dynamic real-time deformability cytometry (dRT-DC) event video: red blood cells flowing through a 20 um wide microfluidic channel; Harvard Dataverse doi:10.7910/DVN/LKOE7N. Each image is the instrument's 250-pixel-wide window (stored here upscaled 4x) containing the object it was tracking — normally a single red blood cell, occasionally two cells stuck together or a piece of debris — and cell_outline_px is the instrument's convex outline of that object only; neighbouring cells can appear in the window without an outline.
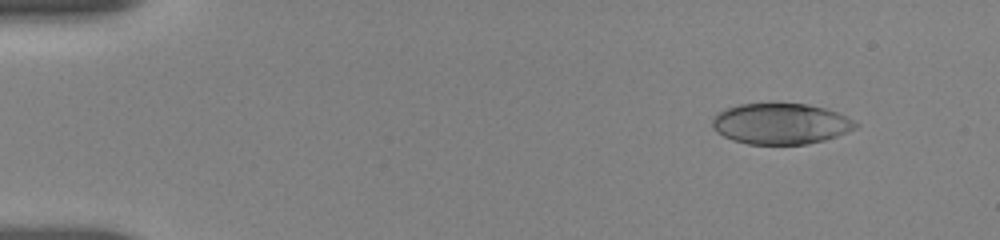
{"species": "human", "species_latin": "Homo sapiens", "temperature_condition": "room temperature", "stored_images_in_passage": 55, "camera_frame_rate_fps": 3000, "um_per_image_px": 0.085, "donor": {"sex": "female"}, "frame": {"image": 1, "passage_image": 6, "time_ms": 1.667, "image_size_px": [1000, 240], "cell_outline_px": [[860, 124], [856, 128], [836, 136], [824, 140], [808, 144], [748, 144], [732, 140], [716, 132], [712, 128], [712, 116], [716, 112], [740, 104], [808, 104], [824, 108], [836, 112]], "centroid_in_image_um": [66.32, 10.52], "position_along_channel_um": 18.7, "area_um2": 34.04}}
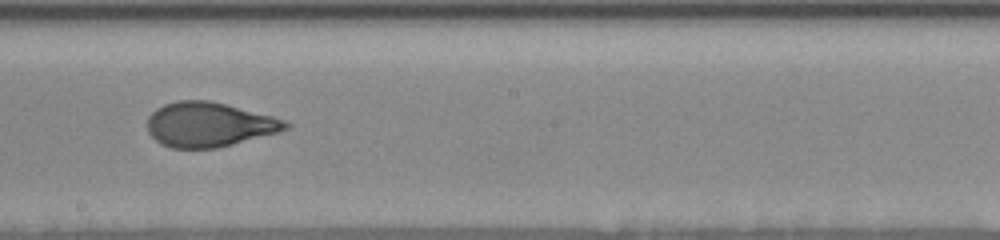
{"frame": {"image": 2, "passage_image": 32, "time_ms": 10.333, "image_size_px": [1000, 240], "cell_outline_px": [[292, 124], [288, 128], [280, 132], [216, 148], [172, 148], [160, 144], [148, 132], [148, 116], [156, 108], [164, 104], [176, 100], [208, 100], [272, 116], [284, 120]], "centroid_in_image_um": [17.75, 10.59], "position_along_channel_um": 230.4, "area_um2": 35.78}}
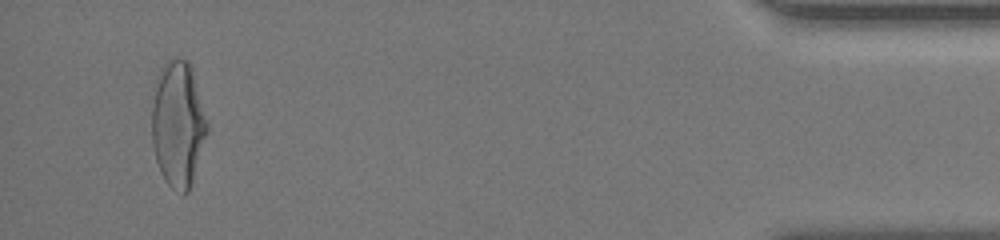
{"frame": {"image": 3, "passage_image": 53, "time_ms": 17.333, "image_size_px": [1000, 240], "cell_outline_px": [[208, 132], [188, 192], [184, 192], [172, 188], [168, 184], [160, 172], [156, 160], [152, 144], [152, 84], [160, 68], [168, 60], [176, 56], [188, 60], [192, 72], [208, 124]], "centroid_in_image_um": [15.09, 10.48], "position_along_channel_um": 420.1, "area_um2": 40.58}, "authors_computed_cell_mechanics": {"area_um2": 36.0672, "velocity_mm_per_s": 3.6611, "shape_relaxation_time_tau1_ms": 4.6562, "shape_relaxation_time_tau2_ms": 0.8169, "deformation_change_tau1": 0.2004, "deformation_change_tau2": 0.0704}}